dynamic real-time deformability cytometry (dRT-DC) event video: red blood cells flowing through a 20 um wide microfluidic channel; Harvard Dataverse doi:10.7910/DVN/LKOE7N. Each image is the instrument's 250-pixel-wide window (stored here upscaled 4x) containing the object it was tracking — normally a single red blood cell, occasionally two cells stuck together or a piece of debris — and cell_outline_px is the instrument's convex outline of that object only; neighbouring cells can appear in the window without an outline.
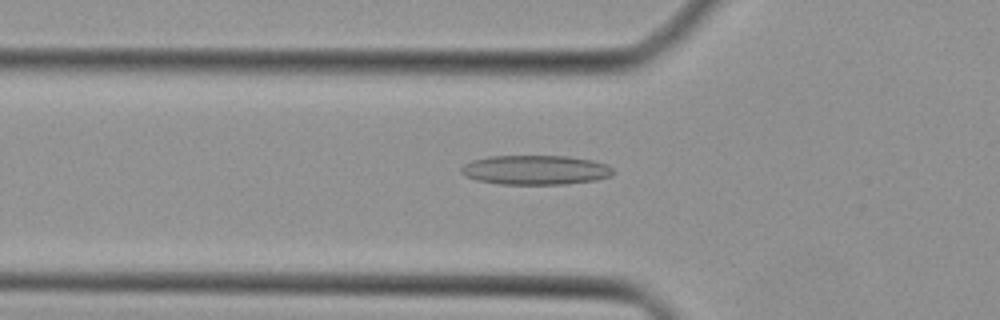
{"species": "Egyptian fruit bat (a non-hibernating species)", "species_latin": "Rousettus aegyptiacus", "temperature_condition": "cold", "stored_images_in_passage": 38, "camera_frame_rate_fps": 3000, "um_per_image_px": 0.085, "animal": {"sex": "female"}, "frame": {"image": 1, "passage_image": 9, "time_ms": 2.667, "image_size_px": [1000, 320], "cell_outline_px": [[616, 172], [612, 176], [596, 180], [564, 184], [500, 184], [476, 180], [464, 176], [460, 172], [460, 168], [464, 164], [472, 160], [488, 156], [568, 156], [592, 160], [608, 164]], "centroid_in_image_um": [45.52, 14.44], "position_along_channel_um": 80.3, "area_um2": 26.36}}
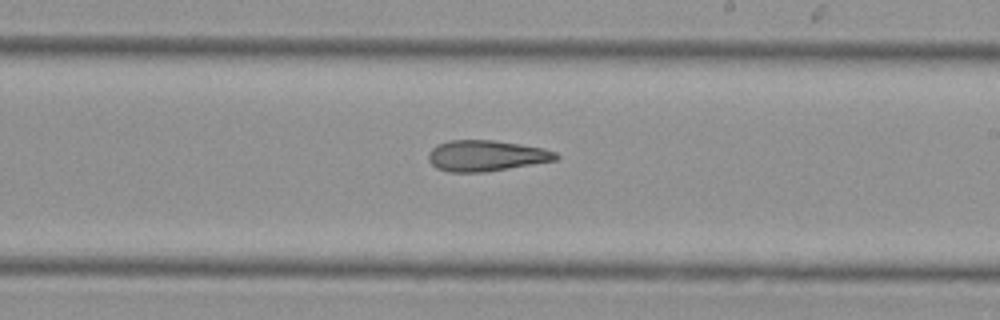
{"frame": {"image": 2, "passage_image": 20, "time_ms": 6.333, "image_size_px": [1000, 320], "cell_outline_px": [[560, 156], [556, 160], [484, 172], [448, 172], [436, 168], [428, 160], [428, 152], [436, 144], [448, 140], [492, 140], [520, 144], [544, 148], [556, 152]], "centroid_in_image_um": [41.29, 13.23], "position_along_channel_um": 247.7, "area_um2": 23.0}}
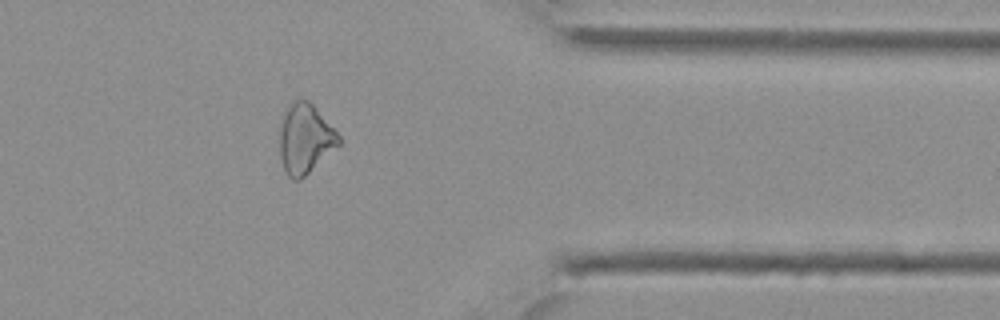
{"frame": {"image": 3, "passage_image": 30, "time_ms": 9.667, "image_size_px": [1000, 320], "cell_outline_px": [[340, 144], [300, 180], [292, 180], [288, 176], [284, 168], [280, 156], [280, 128], [284, 112], [300, 96], [308, 100], [316, 108], [340, 136]], "centroid_in_image_um": [25.93, 11.79], "position_along_channel_um": 385.5, "area_um2": 23.7}}